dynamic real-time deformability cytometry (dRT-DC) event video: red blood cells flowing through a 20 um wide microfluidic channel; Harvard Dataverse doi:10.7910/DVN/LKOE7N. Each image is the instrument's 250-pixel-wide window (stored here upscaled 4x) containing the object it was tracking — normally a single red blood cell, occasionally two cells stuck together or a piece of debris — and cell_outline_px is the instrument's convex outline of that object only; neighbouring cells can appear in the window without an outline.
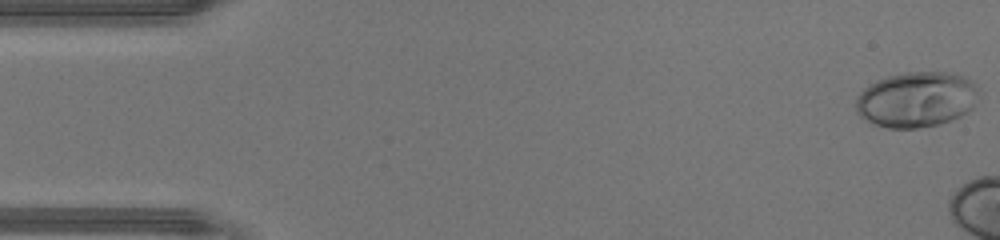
{"species": "human", "species_latin": "Homo sapiens", "temperature_condition": "warm", "stored_images_in_passage": 6, "camera_frame_rate_fps": 3000, "um_per_image_px": 0.085, "donor": {"sex": "male"}, "frame": {"image": 1, "passage_image": 1, "time_ms": 0.0, "image_size_px": [1000, 240], "cell_outline_px": [[980, 92], [972, 108], [968, 112], [952, 120], [940, 124], [916, 128], [888, 128], [872, 124], [860, 116], [856, 112], [856, 96], [868, 84], [876, 80], [888, 76], [904, 72], [952, 72], [964, 76], [976, 84], [980, 88]], "centroid_in_image_um": [77.91, 8.45], "position_along_channel_um": 7.1, "area_um2": 40.29}}